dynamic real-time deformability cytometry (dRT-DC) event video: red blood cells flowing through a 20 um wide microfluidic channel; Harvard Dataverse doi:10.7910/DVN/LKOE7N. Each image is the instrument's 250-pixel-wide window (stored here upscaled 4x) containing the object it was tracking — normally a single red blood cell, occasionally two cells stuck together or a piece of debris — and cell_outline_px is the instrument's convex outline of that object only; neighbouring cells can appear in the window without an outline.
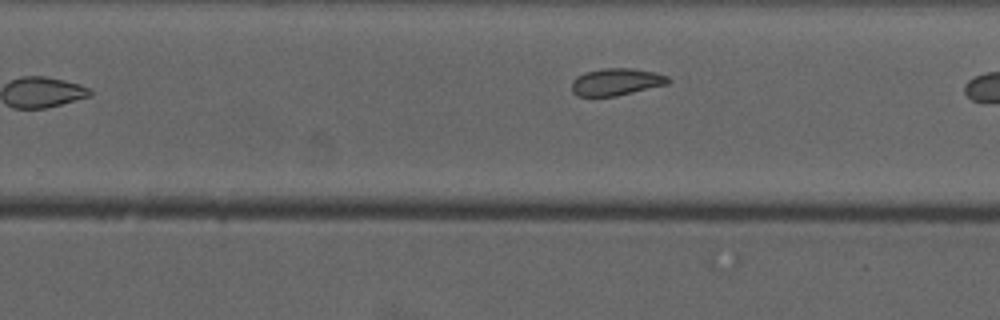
{"species": "common noctule bat (a hibernating species)", "species_latin": "Nyctalus noctula", "temperature_condition": "cold", "stored_images_in_passage": 9, "camera_frame_rate_fps": 3000, "um_per_image_px": 0.085, "animal": {"sex": "male", "forearm_length_mm": 52.5}, "frame": {"image": 1, "passage_image": 7, "time_ms": 7.0, "image_size_px": [1000, 320], "cell_outline_px": [[672, 80], [668, 84], [616, 96], [576, 96], [572, 92], [572, 80], [576, 76], [584, 72], [604, 68], [632, 68], [656, 72], [668, 76]], "centroid_in_image_um": [52.39, 6.95], "position_along_channel_um": 277.4, "area_um2": 15.43}}